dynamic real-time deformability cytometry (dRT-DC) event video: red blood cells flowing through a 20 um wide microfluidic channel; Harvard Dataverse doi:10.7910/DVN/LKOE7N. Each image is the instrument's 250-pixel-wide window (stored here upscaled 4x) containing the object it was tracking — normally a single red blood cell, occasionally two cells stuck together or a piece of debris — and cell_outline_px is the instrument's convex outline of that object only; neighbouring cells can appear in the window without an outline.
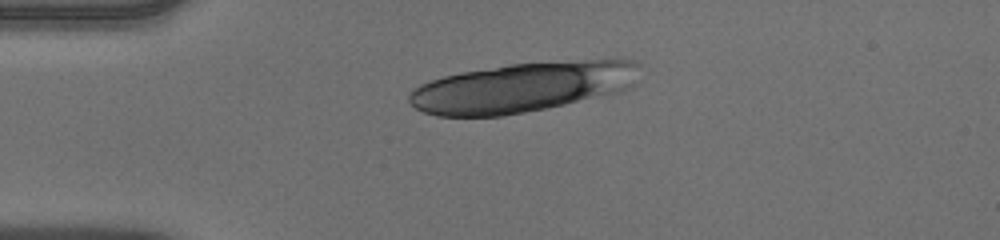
{"species": "human", "species_latin": "Homo sapiens", "temperature_condition": "warm", "stored_images_in_passage": 51, "camera_frame_rate_fps": 3000, "um_per_image_px": 0.085, "donor": {"sex": "male"}, "frame": {"image": 1, "passage_image": 12, "time_ms": 3.667, "image_size_px": [1000, 240], "cell_outline_px": [[640, 64], [636, 84], [628, 88], [608, 96], [504, 116], [436, 116], [424, 112], [416, 108], [408, 100], [408, 92], [420, 84], [444, 76], [460, 72], [508, 64], [588, 60], [636, 60]], "centroid_in_image_um": [44.43, 7.42], "position_along_channel_um": 40.6, "area_um2": 67.22}}